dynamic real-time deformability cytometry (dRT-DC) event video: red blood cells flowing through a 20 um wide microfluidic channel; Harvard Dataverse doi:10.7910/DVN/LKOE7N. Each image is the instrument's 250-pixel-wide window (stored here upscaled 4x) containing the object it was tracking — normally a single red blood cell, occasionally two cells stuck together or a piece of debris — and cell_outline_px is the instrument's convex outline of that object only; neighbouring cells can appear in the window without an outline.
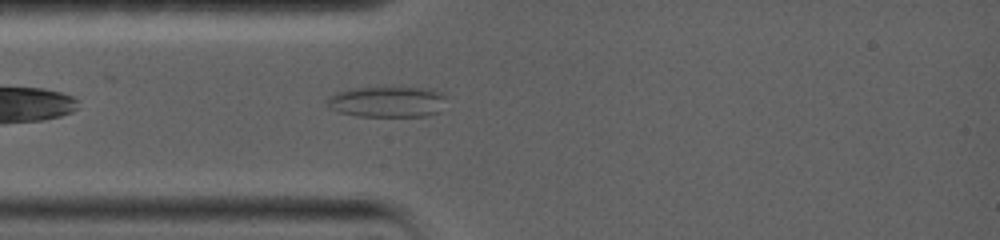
{"species": "common noctule bat (a hibernating species)", "species_latin": "Nyctalus noctula", "temperature_condition": "warm", "stored_images_in_passage": 26, "camera_frame_rate_fps": 5000, "um_per_image_px": 0.085, "animal": {"sex": "female", "body_mass_g": 19.0, "forearm_length_mm": 56.7}, "frame": {"image": 1, "passage_image": 3, "time_ms": 1.0, "image_size_px": [1000, 240], "cell_outline_px": [[444, 96], [440, 112], [424, 116], [356, 116], [340, 112], [328, 108], [328, 96], [336, 92], [348, 88], [384, 84], [432, 88], [440, 92]], "centroid_in_image_um": [32.88, 8.58], "position_along_channel_um": 52.1, "area_um2": 22.54}}
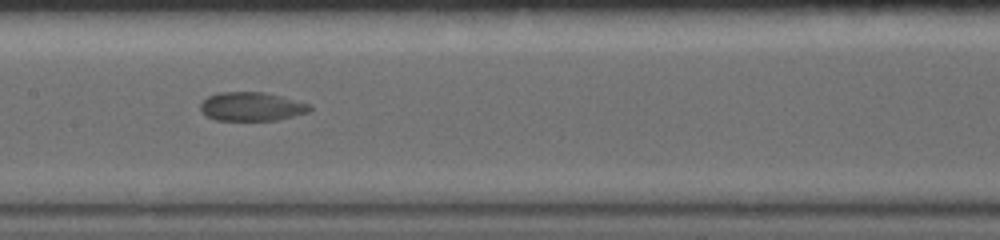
{"frame": {"image": 2, "passage_image": 10, "time_ms": 4.6, "image_size_px": [1000, 240], "cell_outline_px": [[312, 108], [308, 112], [276, 120], [216, 120], [200, 112], [200, 104], [208, 96], [216, 92], [264, 92], [312, 104]], "centroid_in_image_um": [21.37, 9.05], "position_along_channel_um": 186.0, "area_um2": 18.32}}
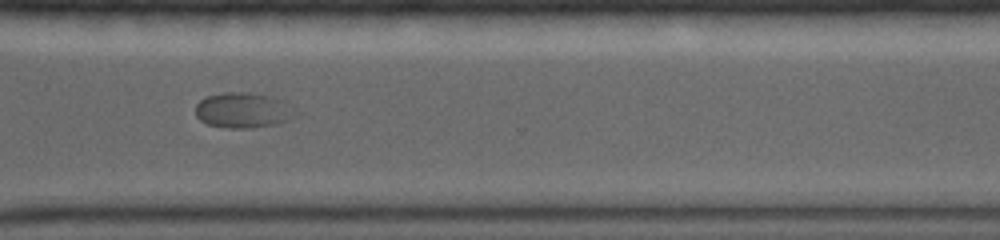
{"frame": {"image": 3, "passage_image": 19, "time_ms": 9.0, "image_size_px": [1000, 240], "cell_outline_px": [[300, 112], [296, 116], [288, 120], [276, 124], [252, 128], [228, 128], [208, 124], [200, 120], [196, 116], [196, 104], [204, 96], [224, 92], [248, 92], [272, 96], [284, 100]], "centroid_in_image_um": [20.71, 9.36], "position_along_channel_um": 349.9, "area_um2": 21.04}}